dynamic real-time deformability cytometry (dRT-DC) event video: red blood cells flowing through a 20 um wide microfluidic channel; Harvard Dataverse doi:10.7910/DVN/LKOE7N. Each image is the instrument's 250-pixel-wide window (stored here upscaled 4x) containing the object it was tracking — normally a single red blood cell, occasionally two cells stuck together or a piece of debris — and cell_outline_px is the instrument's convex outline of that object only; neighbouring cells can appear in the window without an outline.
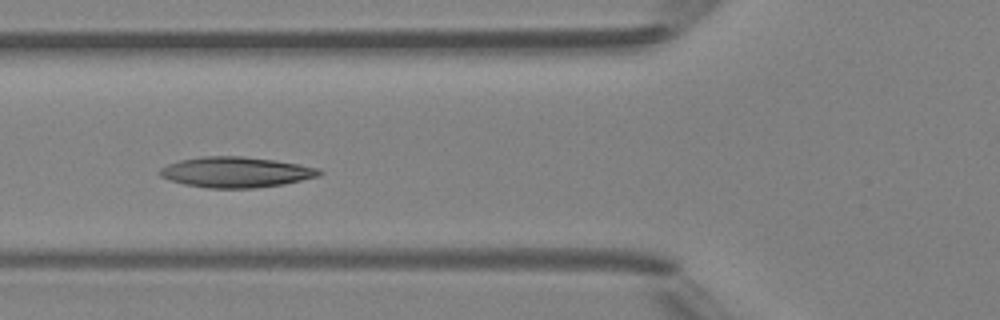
{"species": "Egyptian fruit bat (a non-hibernating species)", "species_latin": "Rousettus aegyptiacus", "temperature_condition": "room temperature", "stored_images_in_passage": 4, "camera_frame_rate_fps": 3000, "um_per_image_px": 0.085, "animal": {"sex": "female"}, "frame": {"image": 1, "passage_image": 4, "time_ms": 4.333, "image_size_px": [1000, 320], "cell_outline_px": [[324, 172], [320, 176], [284, 184], [252, 188], [208, 188], [184, 184], [160, 176], [160, 168], [168, 164], [180, 160], [204, 156], [244, 156], [300, 164], [320, 168]], "centroid_in_image_um": [20.1, 14.63], "position_along_channel_um": 105.7, "area_um2": 28.32}}